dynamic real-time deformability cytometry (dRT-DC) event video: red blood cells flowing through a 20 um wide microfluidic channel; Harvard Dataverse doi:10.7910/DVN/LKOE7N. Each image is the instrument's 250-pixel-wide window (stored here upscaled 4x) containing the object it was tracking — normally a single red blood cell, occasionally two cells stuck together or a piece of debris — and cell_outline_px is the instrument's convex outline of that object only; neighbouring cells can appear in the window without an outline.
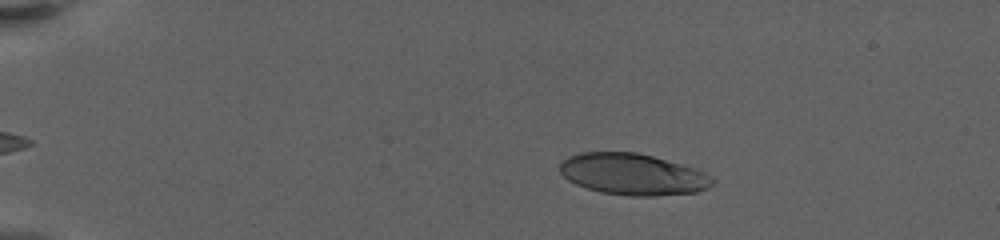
{"species": "human", "species_latin": "Homo sapiens", "temperature_condition": "warm", "stored_images_in_passage": 11, "camera_frame_rate_fps": 3000, "um_per_image_px": 0.085, "donor": {"sex": "female"}, "frame": {"image": 1, "passage_image": 5, "time_ms": 3.333, "image_size_px": [1000, 240], "cell_outline_px": [[716, 180], [708, 188], [696, 192], [656, 196], [628, 196], [600, 192], [576, 184], [568, 180], [560, 172], [560, 164], [568, 156], [580, 152], [636, 152], [684, 164], [696, 168], [712, 176]], "centroid_in_image_um": [53.82, 14.81], "position_along_channel_um": 31.2, "area_um2": 37.05}}
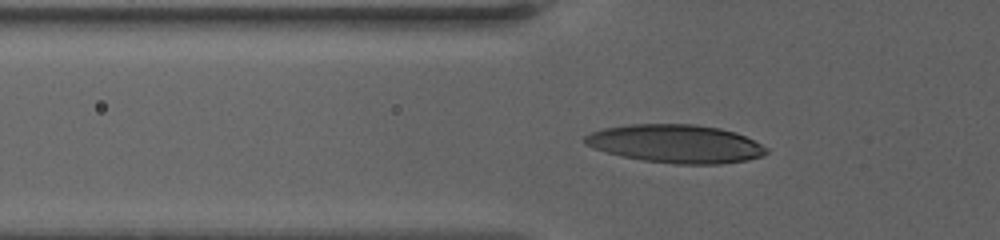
{"frame": {"image": 2, "passage_image": 10, "time_ms": 7.0, "image_size_px": [1000, 240], "cell_outline_px": [[768, 152], [760, 156], [748, 160], [720, 164], [676, 164], [644, 160], [624, 156], [592, 148], [584, 144], [584, 136], [592, 132], [604, 128], [628, 124], [696, 124], [720, 128], [744, 136], [768, 148]], "centroid_in_image_um": [57.42, 12.21], "position_along_channel_um": 68.4, "area_um2": 40.23}}